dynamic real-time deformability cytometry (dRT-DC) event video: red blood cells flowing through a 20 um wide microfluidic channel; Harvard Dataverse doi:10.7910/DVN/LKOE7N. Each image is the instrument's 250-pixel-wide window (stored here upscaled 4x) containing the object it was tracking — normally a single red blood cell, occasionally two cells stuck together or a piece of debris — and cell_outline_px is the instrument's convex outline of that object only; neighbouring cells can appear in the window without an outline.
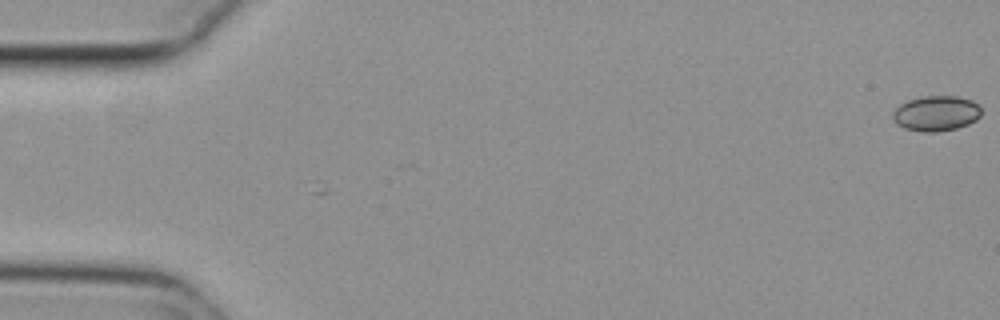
{"species": "common noctule bat (a hibernating species)", "species_latin": "Nyctalus noctula", "temperature_condition": "cold", "stored_images_in_passage": 3, "camera_frame_rate_fps": 3000, "um_per_image_px": 0.085, "animal": {"sex": "female", "body_mass_g": 29.2, "forearm_length_mm": 56.3}, "frame": {"image": 1, "passage_image": 1, "time_ms": 0.0, "image_size_px": [1000, 320], "cell_outline_px": [[980, 116], [976, 120], [968, 124], [956, 128], [936, 132], [924, 132], [904, 128], [896, 124], [892, 120], [892, 112], [900, 104], [908, 100], [924, 96], [956, 96], [972, 100], [980, 108]], "centroid_in_image_um": [79.54, 9.64], "position_along_channel_um": 5.5, "area_um2": 18.21}}